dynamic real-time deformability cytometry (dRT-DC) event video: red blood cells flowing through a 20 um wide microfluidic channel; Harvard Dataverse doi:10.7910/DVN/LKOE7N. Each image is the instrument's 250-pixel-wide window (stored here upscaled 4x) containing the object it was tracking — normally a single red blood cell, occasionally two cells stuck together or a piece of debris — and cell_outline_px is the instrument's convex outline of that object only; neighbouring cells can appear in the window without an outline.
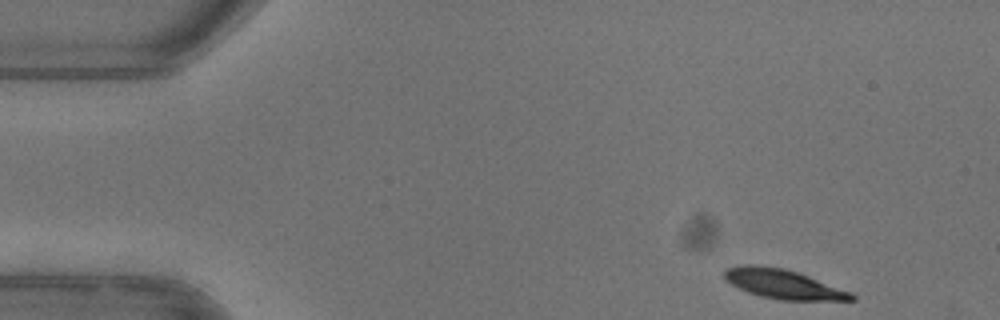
{"species": "common noctule bat (a hibernating species)", "species_latin": "Nyctalus noctula", "temperature_condition": "warm", "stored_images_in_passage": 48, "camera_frame_rate_fps": 3000, "um_per_image_px": 0.085, "animal": {"sex": "female"}, "frame": {"image": 1, "passage_image": 1, "time_ms": 0.0, "image_size_px": [1000, 320], "cell_outline_px": [[856, 300], [780, 300], [760, 296], [748, 292], [732, 284], [724, 276], [724, 268], [744, 264], [752, 264], [784, 268], [808, 276], [852, 292], [856, 296]], "centroid_in_image_um": [66.57, 24.14], "position_along_channel_um": 18.4, "area_um2": 21.62}}
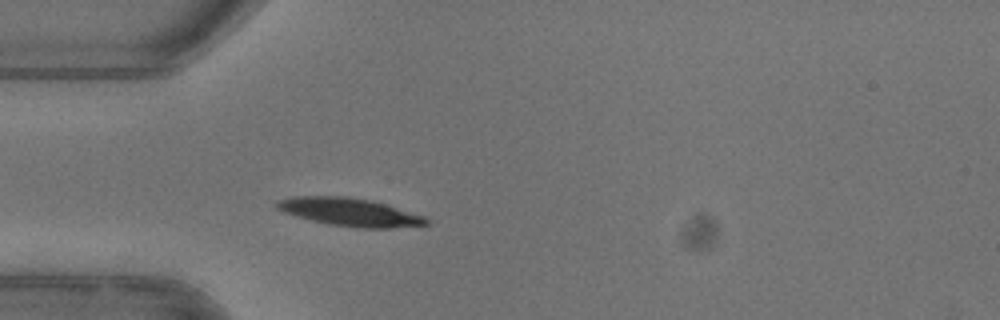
{"frame": {"image": 2, "passage_image": 11, "time_ms": 3.333, "image_size_px": [1000, 320], "cell_outline_px": [[432, 224], [392, 228], [356, 228], [328, 224], [296, 216], [284, 212], [276, 208], [276, 200], [292, 196], [348, 196], [368, 200], [384, 204], [424, 216], [432, 220]], "centroid_in_image_um": [29.73, 18.03], "position_along_channel_um": 55.3, "area_um2": 24.45}}
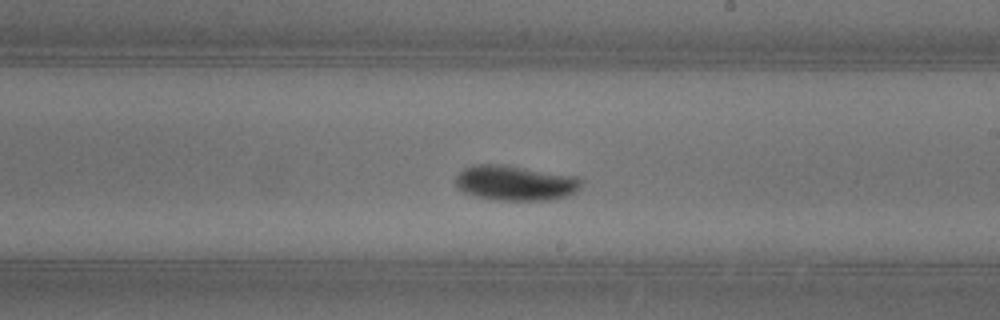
{"frame": {"image": 3, "passage_image": 26, "time_ms": 8.333, "image_size_px": [1000, 320], "cell_outline_px": [[584, 180], [580, 188], [576, 192], [552, 200], [496, 200], [476, 196], [464, 192], [456, 188], [456, 176], [464, 168], [472, 164], [504, 164], [576, 176]], "centroid_in_image_um": [43.8, 15.54], "position_along_channel_um": 245.2, "area_um2": 25.95}, "authors_computed_cell_mechanics": {"area_um2": 23.2356, "velocity_mm_per_s": 3.9141, "shape_relaxation_time_tau1_ms": 2.5792, "shape_relaxation_time_tau2_ms": 4.7272, "deformation_change_tau1": 0.159, "deformation_change_tau2": 0.0669}}